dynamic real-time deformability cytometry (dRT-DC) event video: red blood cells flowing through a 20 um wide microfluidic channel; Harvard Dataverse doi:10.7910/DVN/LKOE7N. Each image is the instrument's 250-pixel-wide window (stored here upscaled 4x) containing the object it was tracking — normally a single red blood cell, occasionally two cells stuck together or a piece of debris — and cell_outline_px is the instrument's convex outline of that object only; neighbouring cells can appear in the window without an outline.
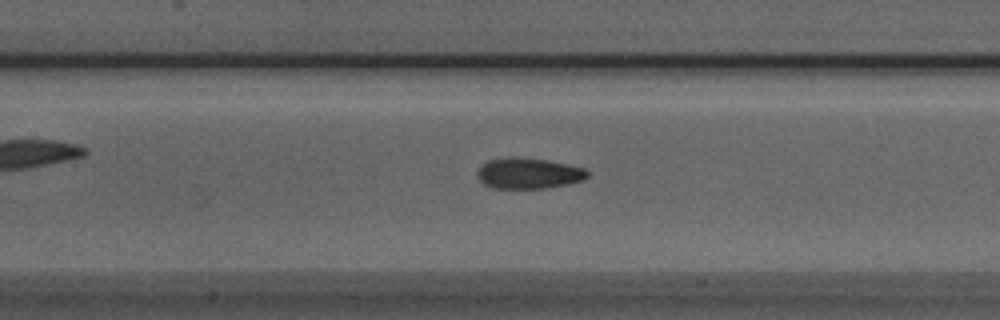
{"species": "Egyptian fruit bat (a non-hibernating species)", "species_latin": "Rousettus aegyptiacus", "temperature_condition": "room temperature", "stored_images_in_passage": 46, "camera_frame_rate_fps": 3000, "um_per_image_px": 0.085, "animal": {"sex": "male"}, "frame": {"image": 1, "passage_image": 18, "time_ms": 5.667, "image_size_px": [1000, 320], "cell_outline_px": [[588, 176], [584, 180], [568, 184], [544, 188], [492, 188], [484, 184], [476, 176], [476, 172], [488, 160], [508, 156], [548, 160], [568, 164], [584, 168], [588, 172]], "centroid_in_image_um": [44.92, 14.73], "position_along_channel_um": 162.5, "area_um2": 19.83}}
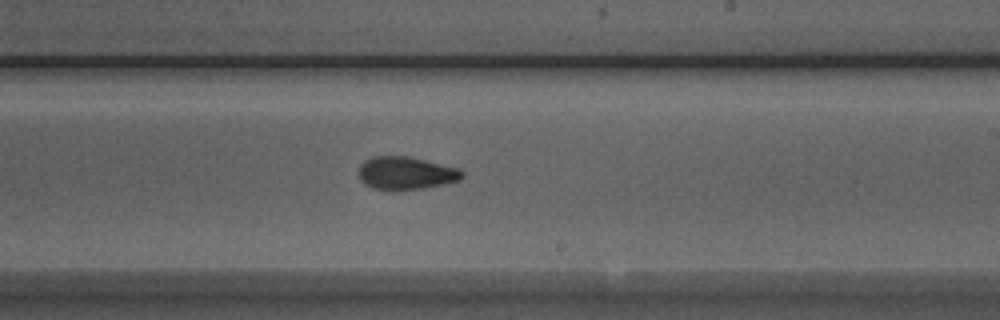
{"frame": {"image": 2, "passage_image": 25, "time_ms": 8.0, "image_size_px": [1000, 320], "cell_outline_px": [[464, 176], [460, 180], [424, 188], [392, 192], [372, 188], [364, 184], [360, 180], [360, 164], [364, 160], [372, 156], [408, 156], [460, 168], [464, 172]], "centroid_in_image_um": [34.49, 14.73], "position_along_channel_um": 254.5, "area_um2": 20.23}}
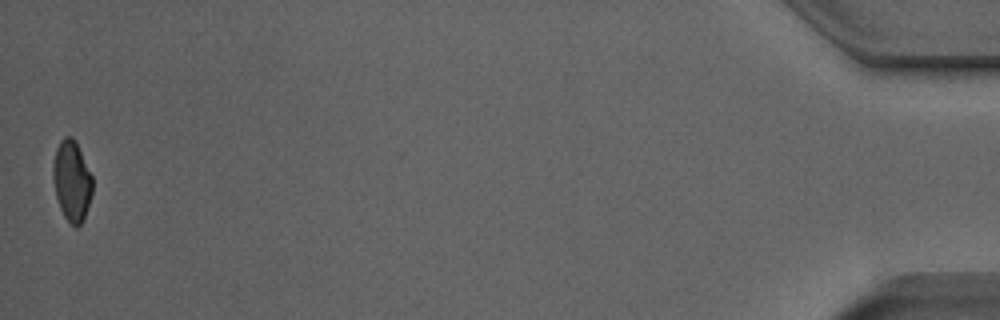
{"frame": {"image": 3, "passage_image": 46, "time_ms": 15.0, "image_size_px": [1000, 320], "cell_outline_px": [[92, 192], [84, 220], [76, 228], [64, 216], [60, 208], [56, 196], [52, 176], [52, 164], [56, 148], [60, 140], [64, 136], [72, 136], [76, 140], [92, 176]], "centroid_in_image_um": [6.09, 15.34], "position_along_channel_um": 429.1, "area_um2": 18.67}, "authors_computed_cell_mechanics": {"area_um2": 19.4786, "velocity_mm_per_s": 3.9655, "shape_relaxation_time_tau1_ms": 8.0665, "shape_relaxation_time_tau2_ms": 1.7021, "deformation_change_tau1": 0.1948, "deformation_change_tau2": 0.0633}}